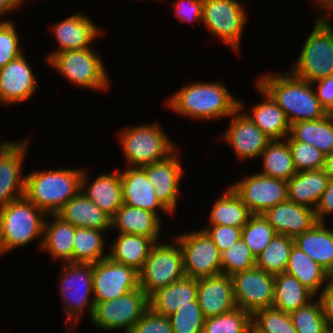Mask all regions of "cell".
<instances>
[{
  "label": "cell",
  "mask_w": 333,
  "mask_h": 333,
  "mask_svg": "<svg viewBox=\"0 0 333 333\" xmlns=\"http://www.w3.org/2000/svg\"><path fill=\"white\" fill-rule=\"evenodd\" d=\"M174 14L182 22H202L203 0H177Z\"/></svg>",
  "instance_id": "f907efd6"
},
{
  "label": "cell",
  "mask_w": 333,
  "mask_h": 333,
  "mask_svg": "<svg viewBox=\"0 0 333 333\" xmlns=\"http://www.w3.org/2000/svg\"><path fill=\"white\" fill-rule=\"evenodd\" d=\"M105 231L79 227L75 230L73 263H97L108 257L106 249Z\"/></svg>",
  "instance_id": "74e56055"
},
{
  "label": "cell",
  "mask_w": 333,
  "mask_h": 333,
  "mask_svg": "<svg viewBox=\"0 0 333 333\" xmlns=\"http://www.w3.org/2000/svg\"><path fill=\"white\" fill-rule=\"evenodd\" d=\"M47 215L25 197L0 208V255L24 247L33 240L43 241ZM40 236V237H39Z\"/></svg>",
  "instance_id": "277c9868"
},
{
  "label": "cell",
  "mask_w": 333,
  "mask_h": 333,
  "mask_svg": "<svg viewBox=\"0 0 333 333\" xmlns=\"http://www.w3.org/2000/svg\"><path fill=\"white\" fill-rule=\"evenodd\" d=\"M158 122L125 127L118 133L119 144L128 166H139L161 161L178 147L163 131Z\"/></svg>",
  "instance_id": "8992f818"
},
{
  "label": "cell",
  "mask_w": 333,
  "mask_h": 333,
  "mask_svg": "<svg viewBox=\"0 0 333 333\" xmlns=\"http://www.w3.org/2000/svg\"><path fill=\"white\" fill-rule=\"evenodd\" d=\"M318 8L321 10L320 15H329V12L333 13V0H324Z\"/></svg>",
  "instance_id": "6f0895ef"
},
{
  "label": "cell",
  "mask_w": 333,
  "mask_h": 333,
  "mask_svg": "<svg viewBox=\"0 0 333 333\" xmlns=\"http://www.w3.org/2000/svg\"><path fill=\"white\" fill-rule=\"evenodd\" d=\"M296 172L323 169L326 155L313 145L288 141Z\"/></svg>",
  "instance_id": "bcb514c9"
},
{
  "label": "cell",
  "mask_w": 333,
  "mask_h": 333,
  "mask_svg": "<svg viewBox=\"0 0 333 333\" xmlns=\"http://www.w3.org/2000/svg\"><path fill=\"white\" fill-rule=\"evenodd\" d=\"M257 92L262 94L263 101L255 104L246 114L253 123L271 140H283L290 133V123L285 113L272 97L255 83Z\"/></svg>",
  "instance_id": "83f0119b"
},
{
  "label": "cell",
  "mask_w": 333,
  "mask_h": 333,
  "mask_svg": "<svg viewBox=\"0 0 333 333\" xmlns=\"http://www.w3.org/2000/svg\"><path fill=\"white\" fill-rule=\"evenodd\" d=\"M222 253L241 239L242 228L226 225H207L202 228Z\"/></svg>",
  "instance_id": "c3c4849f"
},
{
  "label": "cell",
  "mask_w": 333,
  "mask_h": 333,
  "mask_svg": "<svg viewBox=\"0 0 333 333\" xmlns=\"http://www.w3.org/2000/svg\"><path fill=\"white\" fill-rule=\"evenodd\" d=\"M326 333H333V329H328Z\"/></svg>",
  "instance_id": "94428289"
},
{
  "label": "cell",
  "mask_w": 333,
  "mask_h": 333,
  "mask_svg": "<svg viewBox=\"0 0 333 333\" xmlns=\"http://www.w3.org/2000/svg\"><path fill=\"white\" fill-rule=\"evenodd\" d=\"M26 0H0V20L3 22L10 21L5 18L2 19L6 14L17 10Z\"/></svg>",
  "instance_id": "11a10c76"
},
{
  "label": "cell",
  "mask_w": 333,
  "mask_h": 333,
  "mask_svg": "<svg viewBox=\"0 0 333 333\" xmlns=\"http://www.w3.org/2000/svg\"><path fill=\"white\" fill-rule=\"evenodd\" d=\"M239 99L221 82H191L173 93L166 101L177 115L213 121L229 117L238 107Z\"/></svg>",
  "instance_id": "6da1fadb"
},
{
  "label": "cell",
  "mask_w": 333,
  "mask_h": 333,
  "mask_svg": "<svg viewBox=\"0 0 333 333\" xmlns=\"http://www.w3.org/2000/svg\"><path fill=\"white\" fill-rule=\"evenodd\" d=\"M277 233L262 214L252 215L242 228V240L256 258L271 242Z\"/></svg>",
  "instance_id": "60d3db41"
},
{
  "label": "cell",
  "mask_w": 333,
  "mask_h": 333,
  "mask_svg": "<svg viewBox=\"0 0 333 333\" xmlns=\"http://www.w3.org/2000/svg\"><path fill=\"white\" fill-rule=\"evenodd\" d=\"M197 301L205 319L236 308L231 276L221 273L197 279Z\"/></svg>",
  "instance_id": "44dd1931"
},
{
  "label": "cell",
  "mask_w": 333,
  "mask_h": 333,
  "mask_svg": "<svg viewBox=\"0 0 333 333\" xmlns=\"http://www.w3.org/2000/svg\"><path fill=\"white\" fill-rule=\"evenodd\" d=\"M92 48L54 53L47 63L68 79L70 84L105 91L111 80L101 56Z\"/></svg>",
  "instance_id": "52a82bcc"
},
{
  "label": "cell",
  "mask_w": 333,
  "mask_h": 333,
  "mask_svg": "<svg viewBox=\"0 0 333 333\" xmlns=\"http://www.w3.org/2000/svg\"><path fill=\"white\" fill-rule=\"evenodd\" d=\"M329 177L323 169L297 172L288 181V200L315 210Z\"/></svg>",
  "instance_id": "4dcf8cb0"
},
{
  "label": "cell",
  "mask_w": 333,
  "mask_h": 333,
  "mask_svg": "<svg viewBox=\"0 0 333 333\" xmlns=\"http://www.w3.org/2000/svg\"><path fill=\"white\" fill-rule=\"evenodd\" d=\"M63 271L60 273V296L64 303V311L69 329L67 333H76L73 329L82 318L86 308H89L91 317L94 309L93 296V264L91 263H64ZM72 327V328H71ZM74 330V331H73Z\"/></svg>",
  "instance_id": "ba28073f"
},
{
  "label": "cell",
  "mask_w": 333,
  "mask_h": 333,
  "mask_svg": "<svg viewBox=\"0 0 333 333\" xmlns=\"http://www.w3.org/2000/svg\"><path fill=\"white\" fill-rule=\"evenodd\" d=\"M294 243L328 273L333 272V229L328 228L326 222H317L311 229L296 236Z\"/></svg>",
  "instance_id": "f1b7e54d"
},
{
  "label": "cell",
  "mask_w": 333,
  "mask_h": 333,
  "mask_svg": "<svg viewBox=\"0 0 333 333\" xmlns=\"http://www.w3.org/2000/svg\"><path fill=\"white\" fill-rule=\"evenodd\" d=\"M29 139L0 143V208L24 197L25 176L22 174Z\"/></svg>",
  "instance_id": "e0dca14e"
},
{
  "label": "cell",
  "mask_w": 333,
  "mask_h": 333,
  "mask_svg": "<svg viewBox=\"0 0 333 333\" xmlns=\"http://www.w3.org/2000/svg\"><path fill=\"white\" fill-rule=\"evenodd\" d=\"M287 141H299L313 145L326 156L333 152V113L316 120L291 124Z\"/></svg>",
  "instance_id": "1f68e13d"
},
{
  "label": "cell",
  "mask_w": 333,
  "mask_h": 333,
  "mask_svg": "<svg viewBox=\"0 0 333 333\" xmlns=\"http://www.w3.org/2000/svg\"><path fill=\"white\" fill-rule=\"evenodd\" d=\"M297 333H326L328 330L319 300L289 313Z\"/></svg>",
  "instance_id": "7bdbcfd3"
},
{
  "label": "cell",
  "mask_w": 333,
  "mask_h": 333,
  "mask_svg": "<svg viewBox=\"0 0 333 333\" xmlns=\"http://www.w3.org/2000/svg\"><path fill=\"white\" fill-rule=\"evenodd\" d=\"M323 170L329 178H333V152L326 156Z\"/></svg>",
  "instance_id": "9f6ffc18"
},
{
  "label": "cell",
  "mask_w": 333,
  "mask_h": 333,
  "mask_svg": "<svg viewBox=\"0 0 333 333\" xmlns=\"http://www.w3.org/2000/svg\"><path fill=\"white\" fill-rule=\"evenodd\" d=\"M117 235L109 246L108 257L139 272L155 242L151 238L142 235L122 233Z\"/></svg>",
  "instance_id": "d6a6232c"
},
{
  "label": "cell",
  "mask_w": 333,
  "mask_h": 333,
  "mask_svg": "<svg viewBox=\"0 0 333 333\" xmlns=\"http://www.w3.org/2000/svg\"><path fill=\"white\" fill-rule=\"evenodd\" d=\"M237 307L253 315L256 311L272 307L275 276L254 266L231 276Z\"/></svg>",
  "instance_id": "4fadbf2b"
},
{
  "label": "cell",
  "mask_w": 333,
  "mask_h": 333,
  "mask_svg": "<svg viewBox=\"0 0 333 333\" xmlns=\"http://www.w3.org/2000/svg\"><path fill=\"white\" fill-rule=\"evenodd\" d=\"M129 333H173V330L167 316L158 315L149 309Z\"/></svg>",
  "instance_id": "681fc988"
},
{
  "label": "cell",
  "mask_w": 333,
  "mask_h": 333,
  "mask_svg": "<svg viewBox=\"0 0 333 333\" xmlns=\"http://www.w3.org/2000/svg\"><path fill=\"white\" fill-rule=\"evenodd\" d=\"M173 333H202L205 322L198 301L185 305L168 316Z\"/></svg>",
  "instance_id": "f6af8a7d"
},
{
  "label": "cell",
  "mask_w": 333,
  "mask_h": 333,
  "mask_svg": "<svg viewBox=\"0 0 333 333\" xmlns=\"http://www.w3.org/2000/svg\"><path fill=\"white\" fill-rule=\"evenodd\" d=\"M56 215L76 228L84 227L105 232L112 228V218L89 200L81 190Z\"/></svg>",
  "instance_id": "d4e9b609"
},
{
  "label": "cell",
  "mask_w": 333,
  "mask_h": 333,
  "mask_svg": "<svg viewBox=\"0 0 333 333\" xmlns=\"http://www.w3.org/2000/svg\"><path fill=\"white\" fill-rule=\"evenodd\" d=\"M317 85L315 90L320 104L328 113H333V76L321 78L313 82Z\"/></svg>",
  "instance_id": "816d5d0a"
},
{
  "label": "cell",
  "mask_w": 333,
  "mask_h": 333,
  "mask_svg": "<svg viewBox=\"0 0 333 333\" xmlns=\"http://www.w3.org/2000/svg\"><path fill=\"white\" fill-rule=\"evenodd\" d=\"M244 107V103L239 101V107L230 115V124L220 136L233 148L239 161L259 158L271 141L247 116Z\"/></svg>",
  "instance_id": "2e32d148"
},
{
  "label": "cell",
  "mask_w": 333,
  "mask_h": 333,
  "mask_svg": "<svg viewBox=\"0 0 333 333\" xmlns=\"http://www.w3.org/2000/svg\"><path fill=\"white\" fill-rule=\"evenodd\" d=\"M316 298L321 304L328 329H333V290L327 285Z\"/></svg>",
  "instance_id": "db71d44e"
},
{
  "label": "cell",
  "mask_w": 333,
  "mask_h": 333,
  "mask_svg": "<svg viewBox=\"0 0 333 333\" xmlns=\"http://www.w3.org/2000/svg\"><path fill=\"white\" fill-rule=\"evenodd\" d=\"M252 315L239 307L205 319L202 333H250Z\"/></svg>",
  "instance_id": "ab89813d"
},
{
  "label": "cell",
  "mask_w": 333,
  "mask_h": 333,
  "mask_svg": "<svg viewBox=\"0 0 333 333\" xmlns=\"http://www.w3.org/2000/svg\"><path fill=\"white\" fill-rule=\"evenodd\" d=\"M156 242L138 272L139 287L150 297L157 290L185 277L179 243Z\"/></svg>",
  "instance_id": "9c48e42d"
},
{
  "label": "cell",
  "mask_w": 333,
  "mask_h": 333,
  "mask_svg": "<svg viewBox=\"0 0 333 333\" xmlns=\"http://www.w3.org/2000/svg\"><path fill=\"white\" fill-rule=\"evenodd\" d=\"M162 220L150 211L123 203L112 218V228L122 234H135L159 242Z\"/></svg>",
  "instance_id": "484cf974"
},
{
  "label": "cell",
  "mask_w": 333,
  "mask_h": 333,
  "mask_svg": "<svg viewBox=\"0 0 333 333\" xmlns=\"http://www.w3.org/2000/svg\"><path fill=\"white\" fill-rule=\"evenodd\" d=\"M253 215L288 200L287 181L267 177L259 173L247 175L230 185Z\"/></svg>",
  "instance_id": "5bb4252c"
},
{
  "label": "cell",
  "mask_w": 333,
  "mask_h": 333,
  "mask_svg": "<svg viewBox=\"0 0 333 333\" xmlns=\"http://www.w3.org/2000/svg\"><path fill=\"white\" fill-rule=\"evenodd\" d=\"M260 158L262 159V171L258 172L259 174L288 181L297 173L286 139L271 140L262 151Z\"/></svg>",
  "instance_id": "8d00e7d4"
},
{
  "label": "cell",
  "mask_w": 333,
  "mask_h": 333,
  "mask_svg": "<svg viewBox=\"0 0 333 333\" xmlns=\"http://www.w3.org/2000/svg\"><path fill=\"white\" fill-rule=\"evenodd\" d=\"M51 33L55 37L58 48L47 54L46 61L61 51L91 48L92 42L104 33L91 18L81 13L73 14L64 20L52 24Z\"/></svg>",
  "instance_id": "ffe728a7"
},
{
  "label": "cell",
  "mask_w": 333,
  "mask_h": 333,
  "mask_svg": "<svg viewBox=\"0 0 333 333\" xmlns=\"http://www.w3.org/2000/svg\"><path fill=\"white\" fill-rule=\"evenodd\" d=\"M252 215L241 198L228 186L224 193L213 203L209 214V225L243 228Z\"/></svg>",
  "instance_id": "e575fe53"
},
{
  "label": "cell",
  "mask_w": 333,
  "mask_h": 333,
  "mask_svg": "<svg viewBox=\"0 0 333 333\" xmlns=\"http://www.w3.org/2000/svg\"><path fill=\"white\" fill-rule=\"evenodd\" d=\"M244 7L238 0H203L202 25L237 53L248 20Z\"/></svg>",
  "instance_id": "30bf717a"
},
{
  "label": "cell",
  "mask_w": 333,
  "mask_h": 333,
  "mask_svg": "<svg viewBox=\"0 0 333 333\" xmlns=\"http://www.w3.org/2000/svg\"><path fill=\"white\" fill-rule=\"evenodd\" d=\"M197 301V279L184 277L157 290L149 297L150 309L162 316H169L185 305Z\"/></svg>",
  "instance_id": "4316f807"
},
{
  "label": "cell",
  "mask_w": 333,
  "mask_h": 333,
  "mask_svg": "<svg viewBox=\"0 0 333 333\" xmlns=\"http://www.w3.org/2000/svg\"><path fill=\"white\" fill-rule=\"evenodd\" d=\"M262 215L277 234L291 238L306 232L317 223L314 209L289 200L267 209Z\"/></svg>",
  "instance_id": "603a6c76"
},
{
  "label": "cell",
  "mask_w": 333,
  "mask_h": 333,
  "mask_svg": "<svg viewBox=\"0 0 333 333\" xmlns=\"http://www.w3.org/2000/svg\"><path fill=\"white\" fill-rule=\"evenodd\" d=\"M14 22L10 20L0 24V69L24 52Z\"/></svg>",
  "instance_id": "7dc6e473"
},
{
  "label": "cell",
  "mask_w": 333,
  "mask_h": 333,
  "mask_svg": "<svg viewBox=\"0 0 333 333\" xmlns=\"http://www.w3.org/2000/svg\"><path fill=\"white\" fill-rule=\"evenodd\" d=\"M150 309L149 297L139 287L115 299L95 302L90 321L102 330L129 333L134 324Z\"/></svg>",
  "instance_id": "8fae6325"
},
{
  "label": "cell",
  "mask_w": 333,
  "mask_h": 333,
  "mask_svg": "<svg viewBox=\"0 0 333 333\" xmlns=\"http://www.w3.org/2000/svg\"><path fill=\"white\" fill-rule=\"evenodd\" d=\"M24 54L0 69V103L14 105L28 101L39 87Z\"/></svg>",
  "instance_id": "d6986e66"
},
{
  "label": "cell",
  "mask_w": 333,
  "mask_h": 333,
  "mask_svg": "<svg viewBox=\"0 0 333 333\" xmlns=\"http://www.w3.org/2000/svg\"><path fill=\"white\" fill-rule=\"evenodd\" d=\"M328 286L333 290V272L329 273Z\"/></svg>",
  "instance_id": "680465c9"
},
{
  "label": "cell",
  "mask_w": 333,
  "mask_h": 333,
  "mask_svg": "<svg viewBox=\"0 0 333 333\" xmlns=\"http://www.w3.org/2000/svg\"><path fill=\"white\" fill-rule=\"evenodd\" d=\"M84 169L81 176V192L106 214L113 218L117 210L123 205L122 182L120 171L103 173L92 183Z\"/></svg>",
  "instance_id": "cb8c5ba5"
},
{
  "label": "cell",
  "mask_w": 333,
  "mask_h": 333,
  "mask_svg": "<svg viewBox=\"0 0 333 333\" xmlns=\"http://www.w3.org/2000/svg\"><path fill=\"white\" fill-rule=\"evenodd\" d=\"M120 177L122 182L123 202L126 205L139 207L155 213L160 219L162 218L159 214L160 211L165 213V215H172L156 197L154 187L147 178L143 167L126 166L125 170L120 171Z\"/></svg>",
  "instance_id": "7402d4cb"
},
{
  "label": "cell",
  "mask_w": 333,
  "mask_h": 333,
  "mask_svg": "<svg viewBox=\"0 0 333 333\" xmlns=\"http://www.w3.org/2000/svg\"><path fill=\"white\" fill-rule=\"evenodd\" d=\"M316 296L295 277L280 273L275 275L272 307L290 313L309 304Z\"/></svg>",
  "instance_id": "d590c367"
},
{
  "label": "cell",
  "mask_w": 333,
  "mask_h": 333,
  "mask_svg": "<svg viewBox=\"0 0 333 333\" xmlns=\"http://www.w3.org/2000/svg\"><path fill=\"white\" fill-rule=\"evenodd\" d=\"M183 254L186 277L203 278L222 273L221 252L203 229L175 237Z\"/></svg>",
  "instance_id": "7c38bea8"
},
{
  "label": "cell",
  "mask_w": 333,
  "mask_h": 333,
  "mask_svg": "<svg viewBox=\"0 0 333 333\" xmlns=\"http://www.w3.org/2000/svg\"><path fill=\"white\" fill-rule=\"evenodd\" d=\"M256 83L283 110L290 125L328 114L316 96L313 83L294 76L289 70L285 73H265Z\"/></svg>",
  "instance_id": "7a4b0ae2"
},
{
  "label": "cell",
  "mask_w": 333,
  "mask_h": 333,
  "mask_svg": "<svg viewBox=\"0 0 333 333\" xmlns=\"http://www.w3.org/2000/svg\"><path fill=\"white\" fill-rule=\"evenodd\" d=\"M324 0H317V7L323 2Z\"/></svg>",
  "instance_id": "91938a15"
},
{
  "label": "cell",
  "mask_w": 333,
  "mask_h": 333,
  "mask_svg": "<svg viewBox=\"0 0 333 333\" xmlns=\"http://www.w3.org/2000/svg\"><path fill=\"white\" fill-rule=\"evenodd\" d=\"M179 148L168 158L142 166L159 201L173 214L178 205L180 181L184 174Z\"/></svg>",
  "instance_id": "ac0fdd59"
},
{
  "label": "cell",
  "mask_w": 333,
  "mask_h": 333,
  "mask_svg": "<svg viewBox=\"0 0 333 333\" xmlns=\"http://www.w3.org/2000/svg\"><path fill=\"white\" fill-rule=\"evenodd\" d=\"M83 170L60 167L26 174L24 197L46 215H56L81 190Z\"/></svg>",
  "instance_id": "3957f363"
},
{
  "label": "cell",
  "mask_w": 333,
  "mask_h": 333,
  "mask_svg": "<svg viewBox=\"0 0 333 333\" xmlns=\"http://www.w3.org/2000/svg\"><path fill=\"white\" fill-rule=\"evenodd\" d=\"M45 219L41 249L49 253L52 259L63 263H73L74 235L76 227L63 221L57 215H47Z\"/></svg>",
  "instance_id": "f546056e"
},
{
  "label": "cell",
  "mask_w": 333,
  "mask_h": 333,
  "mask_svg": "<svg viewBox=\"0 0 333 333\" xmlns=\"http://www.w3.org/2000/svg\"><path fill=\"white\" fill-rule=\"evenodd\" d=\"M289 71L310 83L333 76V26L328 15H318L296 64Z\"/></svg>",
  "instance_id": "5b68a950"
},
{
  "label": "cell",
  "mask_w": 333,
  "mask_h": 333,
  "mask_svg": "<svg viewBox=\"0 0 333 333\" xmlns=\"http://www.w3.org/2000/svg\"><path fill=\"white\" fill-rule=\"evenodd\" d=\"M94 302L121 297L139 288V274L131 267L106 257L93 264Z\"/></svg>",
  "instance_id": "9a60e30c"
},
{
  "label": "cell",
  "mask_w": 333,
  "mask_h": 333,
  "mask_svg": "<svg viewBox=\"0 0 333 333\" xmlns=\"http://www.w3.org/2000/svg\"><path fill=\"white\" fill-rule=\"evenodd\" d=\"M255 262L256 258L242 238L221 253L222 274L227 276L251 269L255 266Z\"/></svg>",
  "instance_id": "ee69618b"
},
{
  "label": "cell",
  "mask_w": 333,
  "mask_h": 333,
  "mask_svg": "<svg viewBox=\"0 0 333 333\" xmlns=\"http://www.w3.org/2000/svg\"><path fill=\"white\" fill-rule=\"evenodd\" d=\"M252 330L255 333H297L289 313L274 307L258 310L252 315Z\"/></svg>",
  "instance_id": "b9f144b4"
},
{
  "label": "cell",
  "mask_w": 333,
  "mask_h": 333,
  "mask_svg": "<svg viewBox=\"0 0 333 333\" xmlns=\"http://www.w3.org/2000/svg\"><path fill=\"white\" fill-rule=\"evenodd\" d=\"M329 214H333V178H329L327 187L315 208L317 222H326L325 216Z\"/></svg>",
  "instance_id": "f5cc1de1"
},
{
  "label": "cell",
  "mask_w": 333,
  "mask_h": 333,
  "mask_svg": "<svg viewBox=\"0 0 333 333\" xmlns=\"http://www.w3.org/2000/svg\"><path fill=\"white\" fill-rule=\"evenodd\" d=\"M285 273L298 279L315 296L328 285L329 273L295 245L291 250Z\"/></svg>",
  "instance_id": "836d02e7"
},
{
  "label": "cell",
  "mask_w": 333,
  "mask_h": 333,
  "mask_svg": "<svg viewBox=\"0 0 333 333\" xmlns=\"http://www.w3.org/2000/svg\"><path fill=\"white\" fill-rule=\"evenodd\" d=\"M294 245V238L276 234L268 246L256 257L255 266L274 276L285 273Z\"/></svg>",
  "instance_id": "f35d334b"
}]
</instances>
